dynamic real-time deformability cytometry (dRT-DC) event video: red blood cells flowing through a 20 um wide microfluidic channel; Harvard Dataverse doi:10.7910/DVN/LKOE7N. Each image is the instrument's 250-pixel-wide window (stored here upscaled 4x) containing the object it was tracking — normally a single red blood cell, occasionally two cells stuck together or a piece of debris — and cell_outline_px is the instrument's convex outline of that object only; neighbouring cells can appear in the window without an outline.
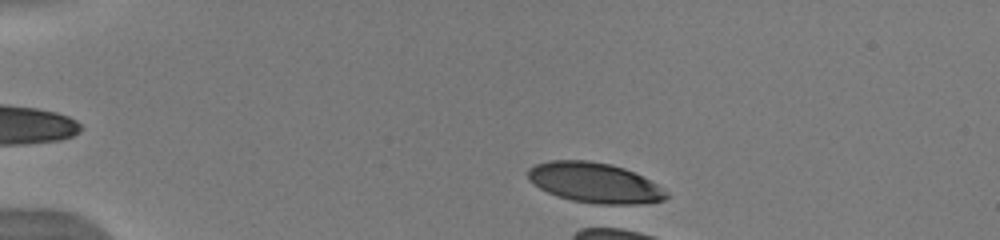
{"species": "human", "species_latin": "Homo sapiens", "temperature_condition": "warm", "stored_images_in_passage": 6, "camera_frame_rate_fps": 3000, "um_per_image_px": 0.085, "donor": {"sex": "male"}, "frame": {"image": 1, "passage_image": 5, "time_ms": 1.333, "image_size_px": [1000, 240], "cell_outline_px": [[668, 196], [664, 200], [636, 204], [596, 204], [572, 200], [556, 196], [540, 188], [528, 180], [528, 168], [536, 164], [548, 160], [588, 160], [612, 164], [624, 168], [656, 184], [668, 192]], "centroid_in_image_um": [50.51, 15.53], "position_along_channel_um": 34.5, "area_um2": 32.25}}